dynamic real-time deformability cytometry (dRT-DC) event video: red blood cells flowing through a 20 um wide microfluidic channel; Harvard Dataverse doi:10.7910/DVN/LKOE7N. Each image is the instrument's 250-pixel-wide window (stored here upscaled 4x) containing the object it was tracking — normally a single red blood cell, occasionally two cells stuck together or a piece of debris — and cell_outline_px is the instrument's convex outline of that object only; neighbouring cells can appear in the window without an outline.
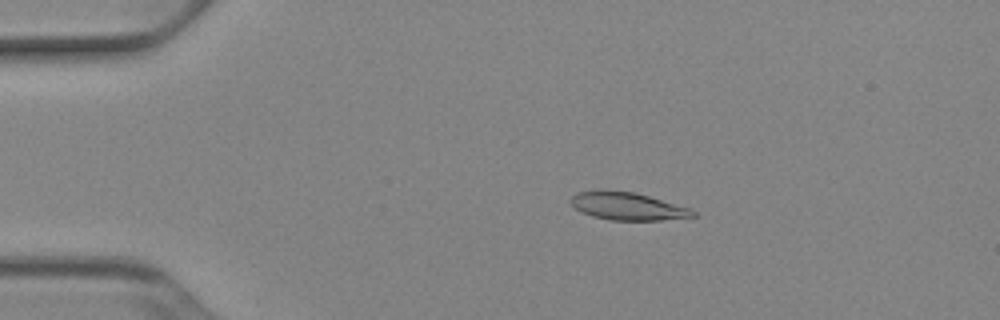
{"species": "Egyptian fruit bat (a non-hibernating species)", "species_latin": "Rousettus aegyptiacus", "temperature_condition": "cold", "stored_images_in_passage": 52, "camera_frame_rate_fps": 3000, "um_per_image_px": 0.085, "animal": {"sex": "female"}, "frame": {"image": 1, "passage_image": 10, "time_ms": 3.0, "image_size_px": [1000, 320], "cell_outline_px": [[696, 216], [660, 220], [608, 220], [592, 216], [576, 208], [568, 200], [576, 192], [600, 188], [608, 188], [636, 192], [692, 208], [696, 212]], "centroid_in_image_um": [53.32, 17.49], "position_along_channel_um": 31.7, "area_um2": 20.29}}
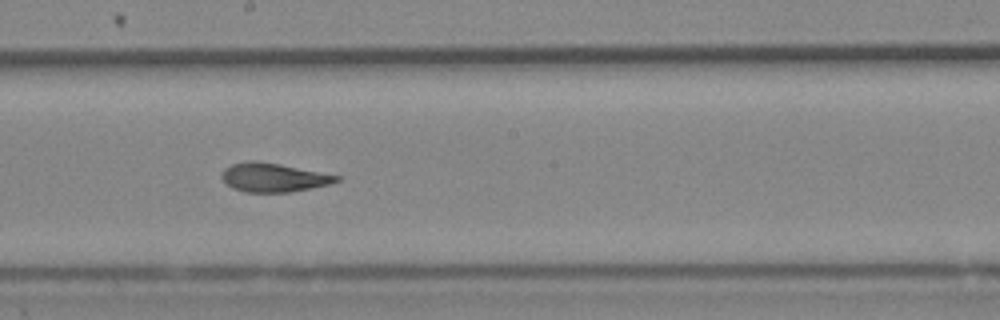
{"frame": {"image": 2, "passage_image": 29, "time_ms": 9.333, "image_size_px": [1000, 320], "cell_outline_px": [[340, 180], [328, 184], [288, 192], [244, 192], [232, 188], [220, 176], [220, 172], [224, 168], [232, 164], [248, 160], [256, 160], [280, 164], [340, 176]], "centroid_in_image_um": [23.18, 15.07], "position_along_channel_um": 225.0, "area_um2": 19.13}}
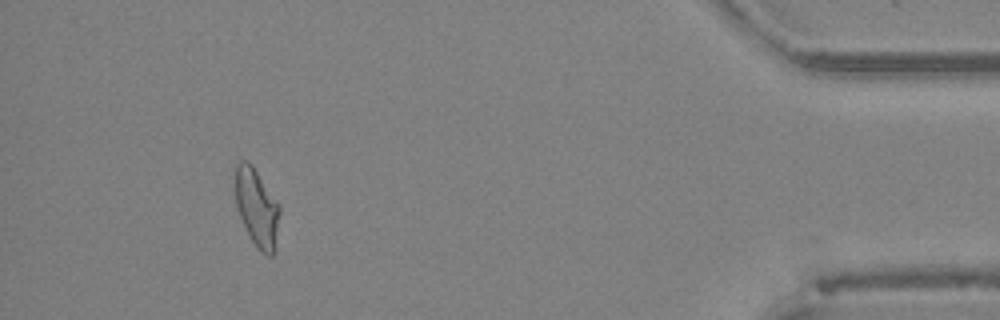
{"frame": {"image": 3, "passage_image": 48, "time_ms": 15.667, "image_size_px": [1000, 320], "cell_outline_px": [[280, 212], [276, 248], [272, 256], [268, 256], [260, 252], [252, 240], [240, 216], [236, 204], [232, 172], [236, 164], [240, 160], [248, 160], [252, 164], [280, 204]], "centroid_in_image_um": [21.82, 17.59], "position_along_channel_um": 413.4, "area_um2": 20.81}, "authors_computed_cell_mechanics": {"area_um2": 19.9988, "velocity_mm_per_s": 3.9028, "shape_relaxation_time_tau1_ms": null, "shape_relaxation_time_tau2_ms": 2.0515, "deformation_change_tau1": null, "deformation_change_tau2": 0.0745}}